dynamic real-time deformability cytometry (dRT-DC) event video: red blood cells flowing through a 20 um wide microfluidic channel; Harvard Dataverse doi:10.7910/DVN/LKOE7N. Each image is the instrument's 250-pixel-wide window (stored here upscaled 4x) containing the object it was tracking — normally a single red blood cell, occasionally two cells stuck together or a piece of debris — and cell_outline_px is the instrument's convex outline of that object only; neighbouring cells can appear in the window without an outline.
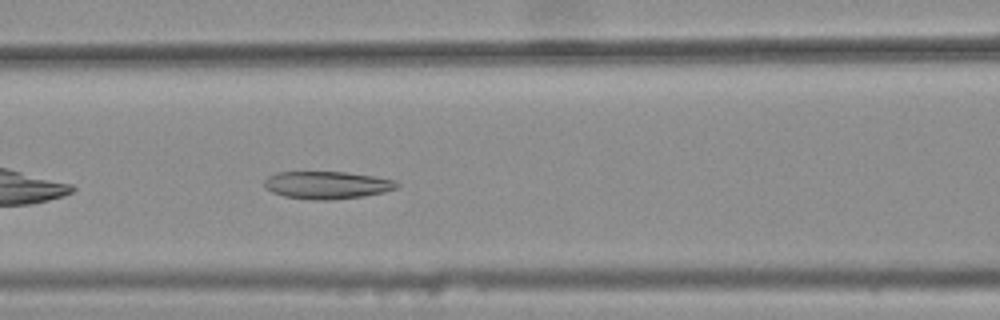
{"species": "common noctule bat (a hibernating species)", "species_latin": "Nyctalus noctula", "temperature_condition": "warm", "stored_images_in_passage": 28, "camera_frame_rate_fps": 3000, "um_per_image_px": 0.085, "animal": {"sex": "female", "body_mass_g": 25.1}, "frame": {"image": 1, "passage_image": 8, "time_ms": 2.333, "image_size_px": [1000, 320], "cell_outline_px": [[400, 184], [396, 188], [384, 192], [364, 196], [332, 200], [312, 200], [284, 196], [272, 192], [264, 188], [264, 180], [268, 176], [276, 172], [348, 172], [396, 180]], "centroid_in_image_um": [27.78, 15.73], "position_along_channel_um": 138.8, "area_um2": 21.44}}
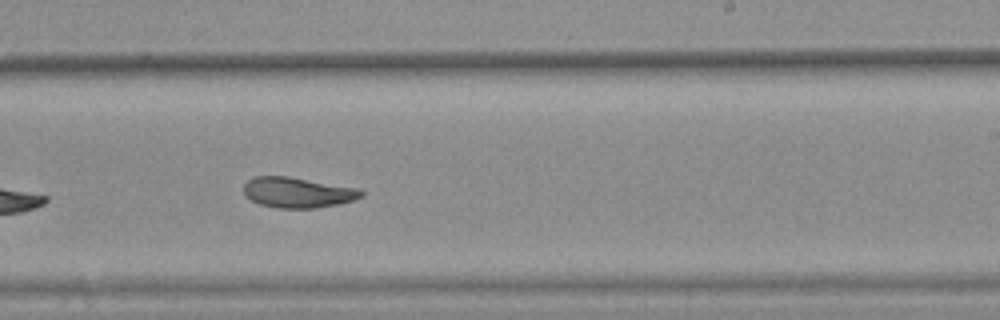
{"frame": {"image": 2, "passage_image": 18, "time_ms": 5.667, "image_size_px": [1000, 320], "cell_outline_px": [[364, 196], [340, 204], [316, 208], [276, 208], [260, 204], [244, 196], [244, 184], [252, 176], [288, 176], [360, 188], [364, 192]], "centroid_in_image_um": [25.31, 16.36], "position_along_channel_um": 263.7, "area_um2": 21.1}}
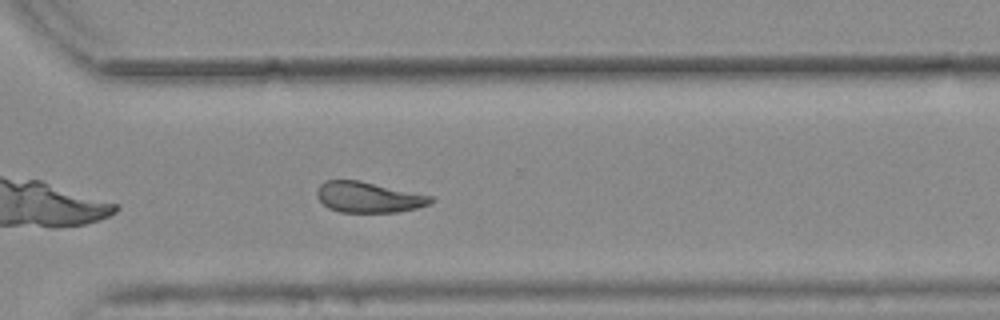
{"frame": {"image": 3, "passage_image": 24, "time_ms": 7.667, "image_size_px": [1000, 320], "cell_outline_px": [[432, 200], [428, 204], [416, 208], [400, 212], [340, 212], [328, 208], [316, 196], [316, 188], [324, 180], [360, 180], [432, 196]], "centroid_in_image_um": [31.27, 16.75], "position_along_channel_um": 339.3, "area_um2": 20.35}, "authors_computed_cell_mechanics": {"area_um2": 21.386, "velocity_mm_per_s": 3.7627, "shape_relaxation_time_tau1_ms": null, "shape_relaxation_time_tau2_ms": 4.3581, "deformation_change_tau1": null, "deformation_change_tau2": 0.1084}}